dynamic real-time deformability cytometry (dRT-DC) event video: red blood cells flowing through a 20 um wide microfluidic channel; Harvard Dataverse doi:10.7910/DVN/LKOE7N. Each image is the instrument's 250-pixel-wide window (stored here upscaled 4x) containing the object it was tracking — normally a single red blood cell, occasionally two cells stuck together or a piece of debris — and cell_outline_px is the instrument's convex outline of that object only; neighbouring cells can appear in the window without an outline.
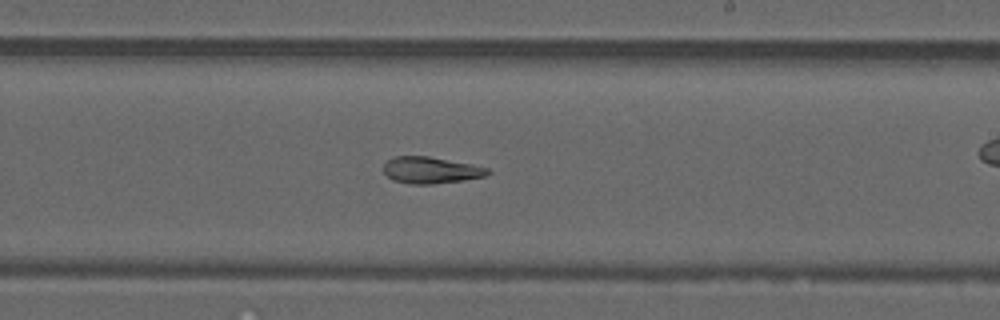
{"species": "common noctule bat (a hibernating species)", "species_latin": "Nyctalus noctula", "temperature_condition": "warm", "stored_images_in_passage": 53, "camera_frame_rate_fps": 3000, "um_per_image_px": 0.085, "animal": {"sex": "male", "forearm_length_mm": 52.5}, "frame": {"image": 1, "passage_image": 31, "time_ms": 10.0, "image_size_px": [1000, 320], "cell_outline_px": [[492, 172], [488, 176], [464, 180], [432, 184], [412, 184], [392, 180], [384, 172], [384, 164], [388, 160], [396, 156], [428, 156], [472, 164], [488, 168]], "centroid_in_image_um": [36.66, 14.47], "position_along_channel_um": 252.3, "area_um2": 16.18}, "authors_computed_cell_mechanics": {"area_um2": 18.9584, "velocity_mm_per_s": 3.9967, "shape_relaxation_time_tau1_ms": null, "shape_relaxation_time_tau2_ms": 4.2419, "deformation_change_tau1": null, "deformation_change_tau2": 0.1028}}